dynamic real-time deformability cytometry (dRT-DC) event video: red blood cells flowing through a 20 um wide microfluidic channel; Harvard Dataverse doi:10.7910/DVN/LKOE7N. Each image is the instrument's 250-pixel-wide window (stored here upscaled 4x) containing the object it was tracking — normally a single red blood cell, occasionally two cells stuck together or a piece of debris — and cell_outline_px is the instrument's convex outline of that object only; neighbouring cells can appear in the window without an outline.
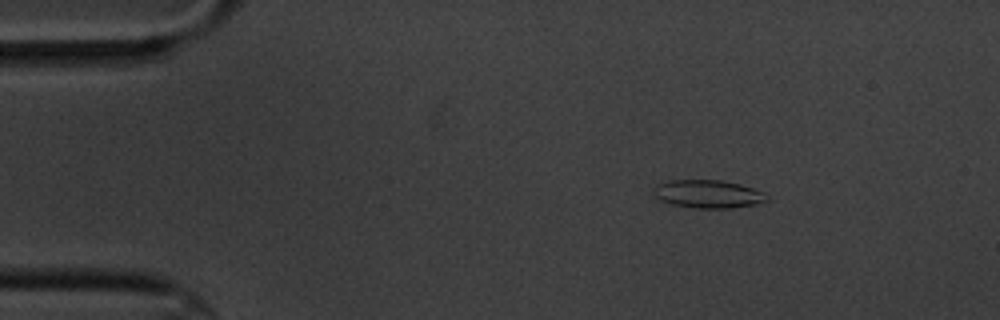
{"species": "common noctule bat (a hibernating species)", "species_latin": "Nyctalus noctula", "temperature_condition": "cold", "stored_images_in_passage": 5, "camera_frame_rate_fps": 3000, "um_per_image_px": 0.085, "animal": {"sex": "male", "body_mass_g": 20.1, "forearm_length_mm": 53.5}, "frame": {"image": 1, "passage_image": 2, "time_ms": 1.333, "image_size_px": [1000, 320], "cell_outline_px": [[768, 200], [756, 204], [732, 208], [692, 208], [672, 204], [660, 200], [656, 196], [652, 188], [656, 184], [668, 180], [720, 180], [740, 184], [764, 192], [768, 196]], "centroid_in_image_um": [60.17, 16.49], "position_along_channel_um": 24.8, "area_um2": 18.61}}
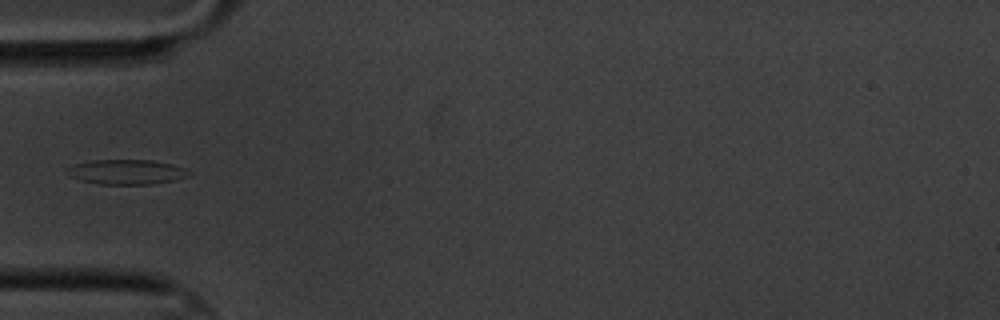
{"frame": {"image": 2, "passage_image": 5, "time_ms": 4.667, "image_size_px": [1000, 320], "cell_outline_px": [[192, 176], [152, 184], [100, 184], [80, 180], [68, 176], [64, 172], [68, 168], [76, 164], [92, 160], [152, 160], [172, 164], [184, 168], [192, 172]], "centroid_in_image_um": [10.77, 14.61], "position_along_channel_um": 74.2, "area_um2": 17.69}}